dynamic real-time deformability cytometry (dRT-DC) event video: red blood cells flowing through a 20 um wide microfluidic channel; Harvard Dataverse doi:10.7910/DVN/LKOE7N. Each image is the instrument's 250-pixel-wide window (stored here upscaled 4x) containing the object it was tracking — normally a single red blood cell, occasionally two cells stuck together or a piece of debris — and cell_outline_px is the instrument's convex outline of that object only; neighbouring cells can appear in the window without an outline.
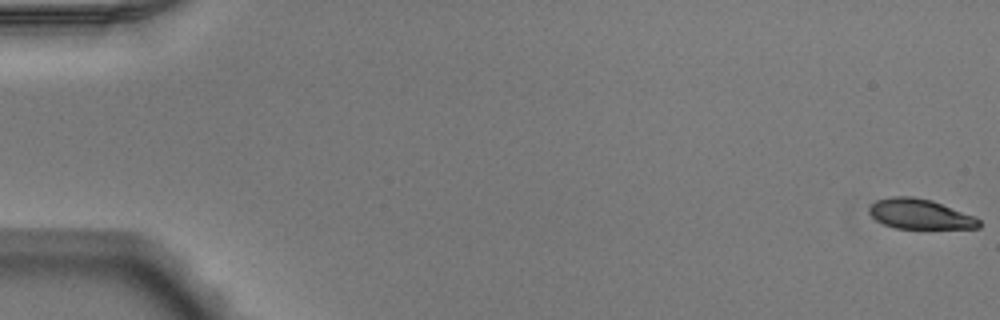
{"species": "Egyptian fruit bat (a non-hibernating species)", "species_latin": "Rousettus aegyptiacus", "temperature_condition": "warm", "stored_images_in_passage": 7, "camera_frame_rate_fps": 3000, "um_per_image_px": 0.085, "animal": {"sex": "male"}, "frame": {"image": 1, "passage_image": 1, "time_ms": 0.0, "image_size_px": [1000, 320], "cell_outline_px": [[980, 228], [896, 228], [884, 224], [876, 220], [868, 212], [868, 208], [876, 200], [892, 196], [912, 196], [932, 200], [976, 216], [980, 220]], "centroid_in_image_um": [78.21, 18.18], "position_along_channel_um": 6.8, "area_um2": 19.25}}